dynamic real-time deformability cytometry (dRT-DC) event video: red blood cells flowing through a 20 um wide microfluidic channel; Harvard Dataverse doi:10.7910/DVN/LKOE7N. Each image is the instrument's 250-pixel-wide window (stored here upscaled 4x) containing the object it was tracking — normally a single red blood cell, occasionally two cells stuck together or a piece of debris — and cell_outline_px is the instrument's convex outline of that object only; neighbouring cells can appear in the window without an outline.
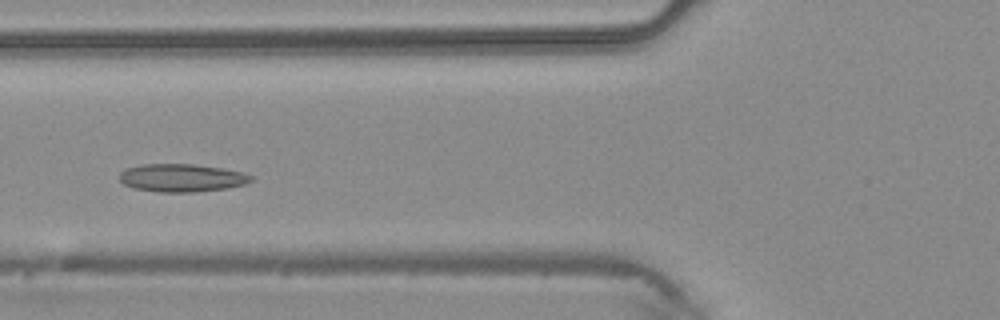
{"species": "common noctule bat (a hibernating species)", "species_latin": "Nyctalus noctula", "temperature_condition": "warm", "stored_images_in_passage": 39, "camera_frame_rate_fps": 3000, "um_per_image_px": 0.085, "animal": {"sex": "male", "body_mass_g": 20.4}, "frame": {"image": 1, "passage_image": 11, "time_ms": 3.333, "image_size_px": [1000, 320], "cell_outline_px": [[252, 180], [244, 184], [228, 188], [192, 192], [160, 192], [132, 188], [124, 184], [120, 180], [120, 172], [128, 168], [144, 164], [192, 164], [224, 168], [244, 172], [252, 176]], "centroid_in_image_um": [15.46, 15.12], "position_along_channel_um": 110.3, "area_um2": 21.39}}
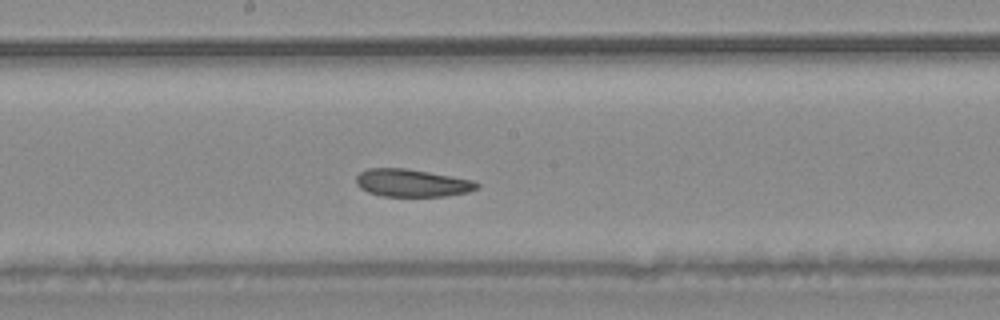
{"frame": {"image": 2, "passage_image": 18, "time_ms": 5.667, "image_size_px": [1000, 320], "cell_outline_px": [[480, 188], [468, 192], [444, 196], [384, 196], [368, 192], [360, 188], [356, 184], [356, 176], [360, 172], [368, 168], [408, 168], [476, 180], [480, 184]], "centroid_in_image_um": [35.06, 15.54], "position_along_channel_um": 213.1, "area_um2": 19.71}}
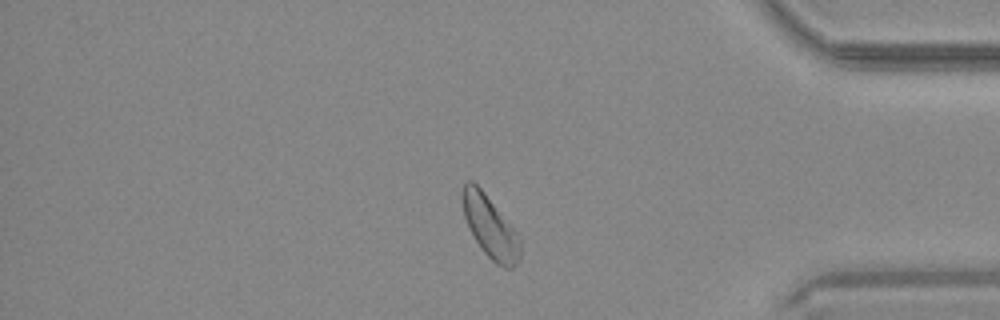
{"frame": {"image": 3, "passage_image": 32, "time_ms": 10.333, "image_size_px": [1000, 320], "cell_outline_px": [[520, 260], [512, 268], [504, 268], [496, 264], [480, 248], [468, 228], [464, 216], [460, 196], [464, 184], [468, 180], [472, 180], [484, 192], [520, 236]], "centroid_in_image_um": [41.64, 19.29], "position_along_channel_um": 393.6, "area_um2": 20.98}}